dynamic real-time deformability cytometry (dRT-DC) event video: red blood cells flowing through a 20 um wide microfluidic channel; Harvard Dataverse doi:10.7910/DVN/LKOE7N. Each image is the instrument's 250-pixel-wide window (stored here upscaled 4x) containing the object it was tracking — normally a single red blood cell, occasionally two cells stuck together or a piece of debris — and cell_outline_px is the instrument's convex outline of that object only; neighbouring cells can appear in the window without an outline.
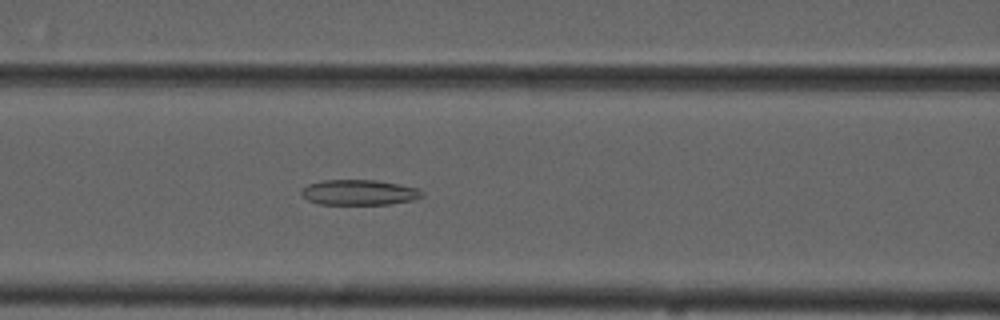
{"species": "common noctule bat (a hibernating species)", "species_latin": "Nyctalus noctula", "temperature_condition": "cold", "stored_images_in_passage": 54, "camera_frame_rate_fps": 3000, "um_per_image_px": 0.085, "animal": {"sex": "male", "forearm_length_mm": 52.5}, "frame": {"image": 1, "passage_image": 23, "time_ms": 7.333, "image_size_px": [1000, 320], "cell_outline_px": [[424, 196], [412, 200], [392, 204], [320, 204], [308, 200], [300, 192], [308, 184], [320, 180], [376, 180], [416, 188], [424, 192]], "centroid_in_image_um": [30.52, 16.35], "position_along_channel_um": 136.1, "area_um2": 17.69}}
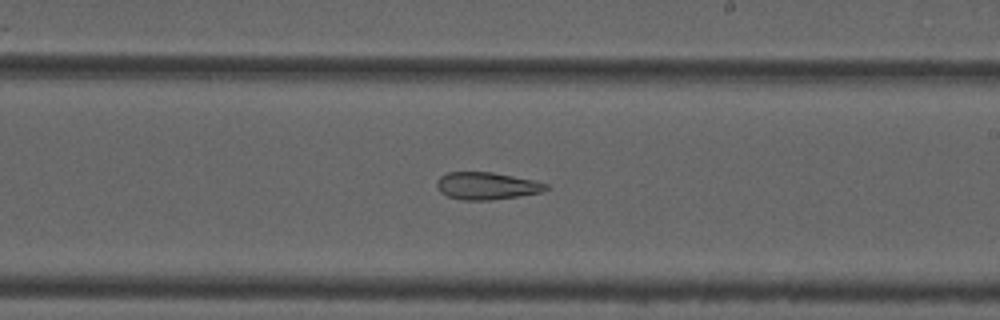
{"frame": {"image": 2, "passage_image": 32, "time_ms": 10.333, "image_size_px": [1000, 320], "cell_outline_px": [[548, 188], [540, 192], [520, 196], [492, 200], [464, 200], [448, 196], [440, 192], [436, 184], [440, 176], [448, 172], [492, 172], [536, 180], [548, 184]], "centroid_in_image_um": [41.38, 15.79], "position_along_channel_um": 247.6, "area_um2": 17.4}}
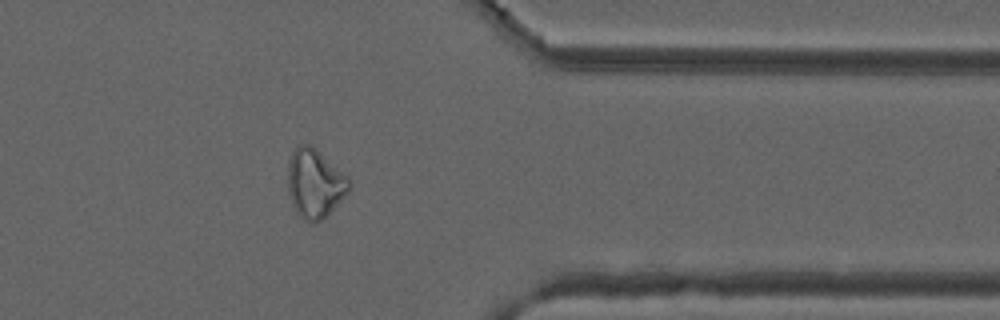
{"frame": {"image": 3, "passage_image": 44, "time_ms": 14.333, "image_size_px": [1000, 320], "cell_outline_px": [[352, 184], [348, 192], [320, 220], [312, 224], [308, 224], [296, 212], [288, 192], [288, 160], [296, 144], [308, 144], [316, 148], [348, 176], [352, 180]], "centroid_in_image_um": [26.75, 15.56], "position_along_channel_um": 384.7, "area_um2": 24.68}, "authors_computed_cell_mechanics": {"area_um2": 23.2934, "velocity_mm_per_s": 3.726, "shape_relaxation_time_tau1_ms": null, "shape_relaxation_time_tau2_ms": 5.8803, "deformation_change_tau1": null, "deformation_change_tau2": 0.1654}}